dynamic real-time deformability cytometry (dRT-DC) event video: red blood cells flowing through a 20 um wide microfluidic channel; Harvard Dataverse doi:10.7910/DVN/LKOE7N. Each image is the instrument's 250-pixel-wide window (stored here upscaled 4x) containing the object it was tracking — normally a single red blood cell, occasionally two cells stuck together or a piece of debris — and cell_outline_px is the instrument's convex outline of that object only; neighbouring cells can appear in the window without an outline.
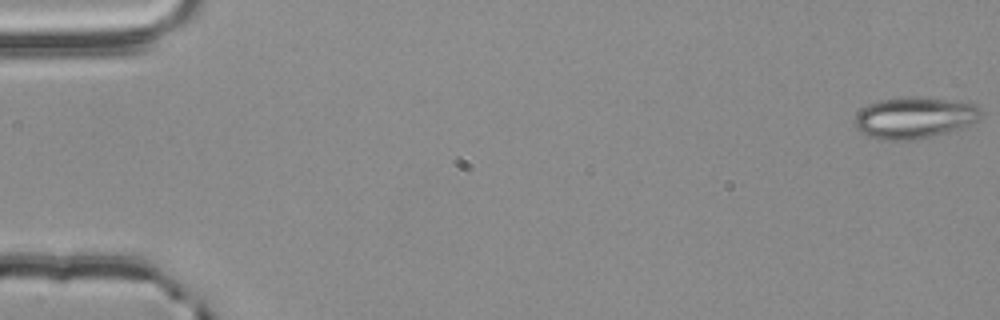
{"species": "common noctule bat (a hibernating species)", "species_latin": "Nyctalus noctula", "temperature_condition": "room temperature", "stored_images_in_passage": 55, "camera_frame_rate_fps": 3000, "um_per_image_px": 0.085, "animal": {"sex": "male", "body_mass_g": 20.4}, "frame": {"image": 1, "passage_image": 1, "time_ms": 0.0, "image_size_px": [1000, 320], "cell_outline_px": [[980, 120], [964, 128], [916, 140], [884, 140], [868, 136], [860, 132], [856, 128], [856, 112], [868, 104], [880, 100], [904, 96], [916, 96], [948, 100], [976, 104], [980, 108]], "centroid_in_image_um": [77.74, 10.01], "position_along_channel_um": 7.3, "area_um2": 30.75}}
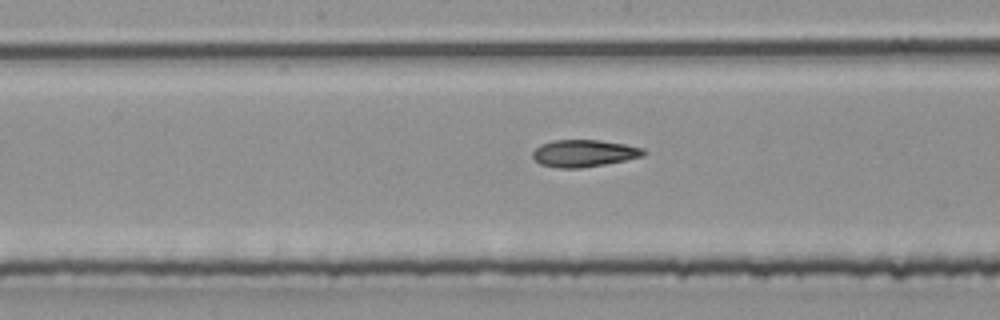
{"frame": {"image": 2, "passage_image": 29, "time_ms": 9.333, "image_size_px": [1000, 320], "cell_outline_px": [[648, 152], [644, 156], [604, 164], [580, 168], [556, 168], [540, 164], [532, 156], [532, 152], [540, 144], [552, 140], [600, 140], [624, 144], [644, 148]], "centroid_in_image_um": [49.63, 13.02], "position_along_channel_um": 198.6, "area_um2": 17.57}}
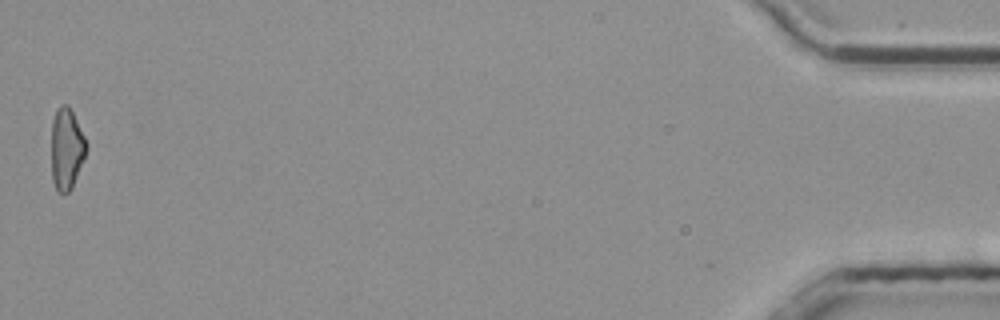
{"frame": {"image": 3, "passage_image": 55, "time_ms": 18.0, "image_size_px": [1000, 320], "cell_outline_px": [[88, 148], [72, 188], [68, 192], [56, 192], [52, 180], [52, 120], [56, 108], [60, 104], [68, 104], [88, 144]], "centroid_in_image_um": [5.65, 12.64], "position_along_channel_um": 429.5, "area_um2": 16.65}, "authors_computed_cell_mechanics": {"area_um2": 17.629, "velocity_mm_per_s": 3.8385, "shape_relaxation_time_tau1_ms": null, "shape_relaxation_time_tau2_ms": 3.8118, "deformation_change_tau1": null, "deformation_change_tau2": 0.1224}}